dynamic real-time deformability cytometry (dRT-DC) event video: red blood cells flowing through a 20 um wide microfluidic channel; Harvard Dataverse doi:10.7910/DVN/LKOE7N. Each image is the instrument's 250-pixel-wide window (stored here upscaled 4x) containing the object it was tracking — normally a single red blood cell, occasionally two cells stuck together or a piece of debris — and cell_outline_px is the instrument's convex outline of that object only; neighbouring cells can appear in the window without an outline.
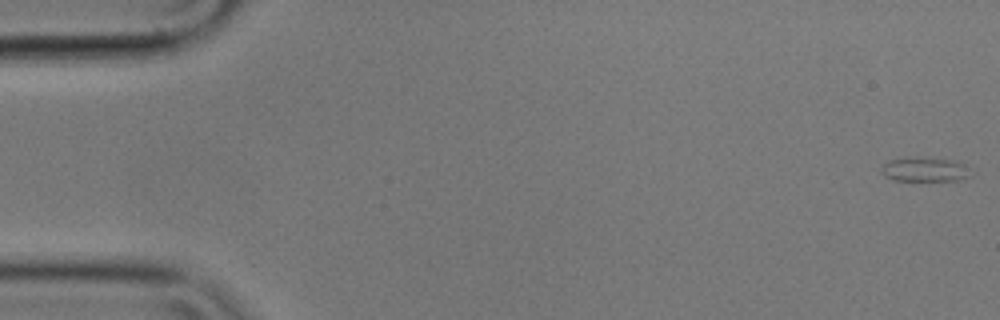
{"species": "common noctule bat (a hibernating species)", "species_latin": "Nyctalus noctula", "temperature_condition": "cold", "stored_images_in_passage": 56, "camera_frame_rate_fps": 3000, "um_per_image_px": 0.085, "animal": {"sex": "male", "body_mass_g": 17.9}, "frame": {"image": 1, "passage_image": 1, "time_ms": 0.0, "image_size_px": [1000, 320], "cell_outline_px": [[972, 176], [964, 180], [892, 180], [884, 176], [880, 172], [884, 164], [892, 160], [952, 160], [964, 164]], "centroid_in_image_um": [78.65, 14.47], "position_along_channel_um": 6.4, "area_um2": 11.79}}
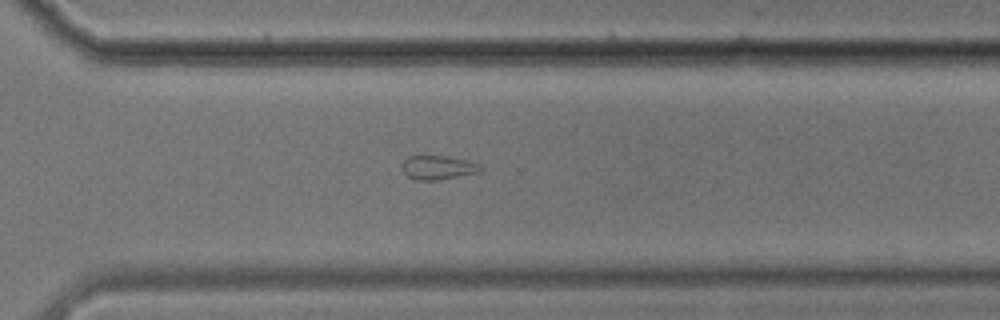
{"frame": {"image": 2, "passage_image": 40, "time_ms": 13.0, "image_size_px": [1000, 320], "cell_outline_px": [[484, 168], [476, 172], [436, 180], [416, 180], [408, 176], [400, 168], [400, 164], [408, 156], [444, 156], [468, 160], [480, 164]], "centroid_in_image_um": [37.18, 14.22], "position_along_channel_um": 333.4, "area_um2": 10.87}}
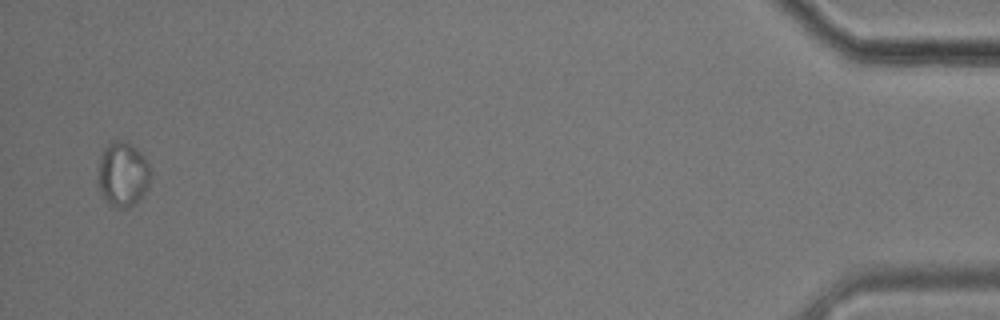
{"frame": {"image": 3, "passage_image": 55, "time_ms": 18.0, "image_size_px": [1000, 320], "cell_outline_px": [[152, 172], [148, 188], [140, 200], [124, 208], [116, 208], [108, 204], [100, 188], [100, 156], [104, 148], [112, 140], [120, 140], [132, 144], [148, 160]], "centroid_in_image_um": [10.5, 14.8], "position_along_channel_um": 424.7, "area_um2": 19.77}}